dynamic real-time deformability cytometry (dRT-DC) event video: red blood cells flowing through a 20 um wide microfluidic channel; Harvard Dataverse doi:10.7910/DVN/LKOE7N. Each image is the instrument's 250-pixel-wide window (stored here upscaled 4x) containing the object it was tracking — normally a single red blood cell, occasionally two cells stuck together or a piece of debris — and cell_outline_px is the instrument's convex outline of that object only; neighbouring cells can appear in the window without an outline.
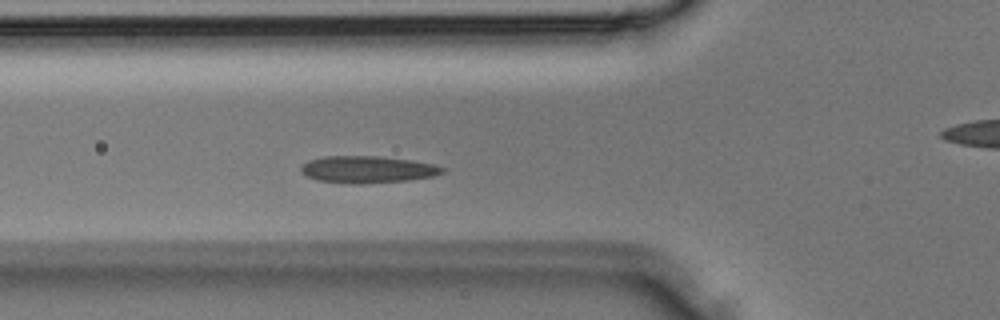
{"species": "Egyptian fruit bat (a non-hibernating species)", "species_latin": "Rousettus aegyptiacus", "temperature_condition": "room temperature", "stored_images_in_passage": 33, "camera_frame_rate_fps": 3000, "um_per_image_px": 0.085, "animal": {"sex": "male"}, "frame": {"image": 1, "passage_image": 9, "time_ms": 2.667, "image_size_px": [1000, 320], "cell_outline_px": [[448, 168], [444, 172], [432, 176], [408, 180], [364, 184], [352, 184], [316, 180], [300, 172], [300, 168], [308, 160], [324, 156], [380, 156], [412, 160], [436, 164]], "centroid_in_image_um": [31.26, 14.4], "position_along_channel_um": 94.5, "area_um2": 22.48}}
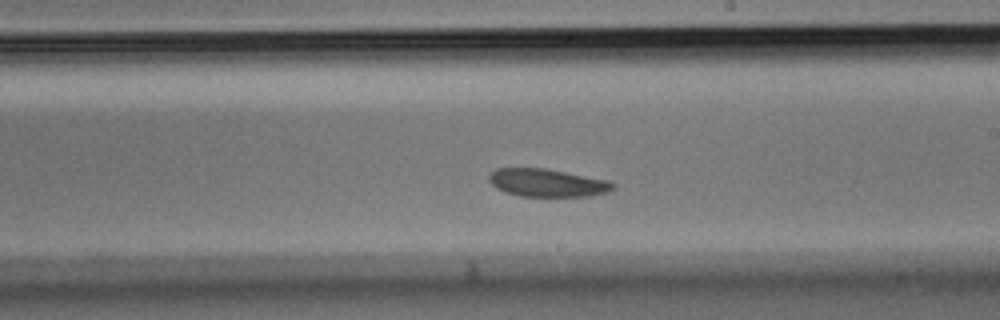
{"frame": {"image": 2, "passage_image": 17, "time_ms": 5.333, "image_size_px": [1000, 320], "cell_outline_px": [[616, 184], [608, 192], [588, 196], [520, 196], [504, 192], [496, 188], [488, 180], [488, 176], [496, 168], [544, 168], [612, 180]], "centroid_in_image_um": [46.53, 15.53], "position_along_channel_um": 242.5, "area_um2": 20.29}}
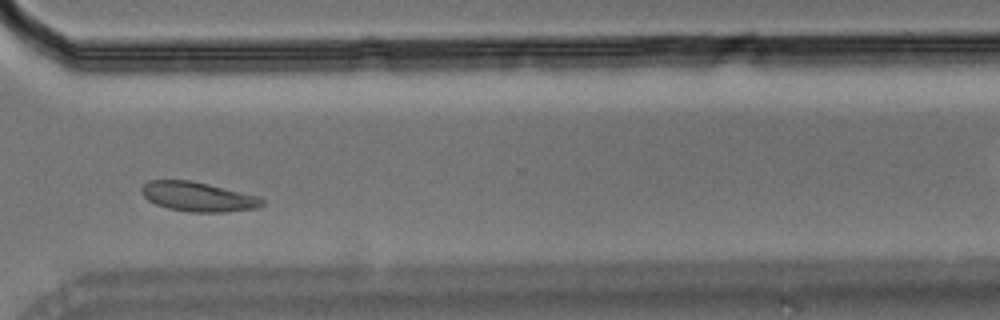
{"frame": {"image": 3, "passage_image": 23, "time_ms": 7.333, "image_size_px": [1000, 320], "cell_outline_px": [[264, 204], [256, 208], [224, 212], [188, 212], [168, 208], [156, 204], [148, 200], [140, 192], [140, 188], [148, 180], [188, 180], [208, 184], [260, 196], [264, 200]], "centroid_in_image_um": [16.82, 16.72], "position_along_channel_um": 353.8, "area_um2": 20.75}}